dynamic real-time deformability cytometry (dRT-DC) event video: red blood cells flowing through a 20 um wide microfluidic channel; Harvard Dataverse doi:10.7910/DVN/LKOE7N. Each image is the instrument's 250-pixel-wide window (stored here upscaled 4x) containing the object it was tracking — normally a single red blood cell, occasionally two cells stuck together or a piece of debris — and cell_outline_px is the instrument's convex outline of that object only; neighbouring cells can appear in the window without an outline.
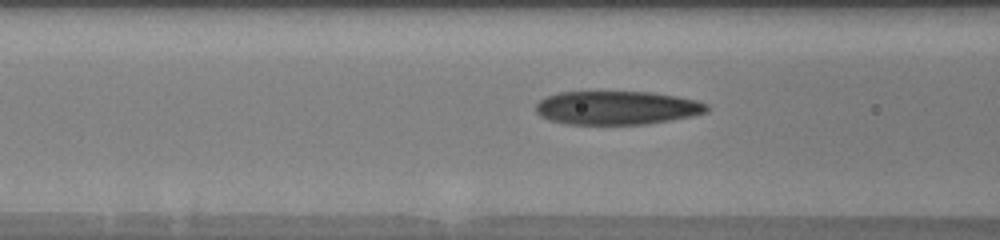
{"species": "human", "species_latin": "Homo sapiens", "temperature_condition": "warm", "stored_images_in_passage": 9, "camera_frame_rate_fps": 3000, "um_per_image_px": 0.085, "donor": {"sex": "male"}, "frame": {"image": 1, "passage_image": 8, "time_ms": 4.0, "image_size_px": [1000, 240], "cell_outline_px": [[708, 112], [692, 116], [672, 120], [644, 124], [568, 124], [548, 120], [540, 116], [536, 112], [536, 104], [540, 100], [548, 96], [560, 92], [652, 92], [676, 96], [696, 100], [708, 104]], "centroid_in_image_um": [52.44, 9.17], "position_along_channel_um": 114.2, "area_um2": 33.52}}